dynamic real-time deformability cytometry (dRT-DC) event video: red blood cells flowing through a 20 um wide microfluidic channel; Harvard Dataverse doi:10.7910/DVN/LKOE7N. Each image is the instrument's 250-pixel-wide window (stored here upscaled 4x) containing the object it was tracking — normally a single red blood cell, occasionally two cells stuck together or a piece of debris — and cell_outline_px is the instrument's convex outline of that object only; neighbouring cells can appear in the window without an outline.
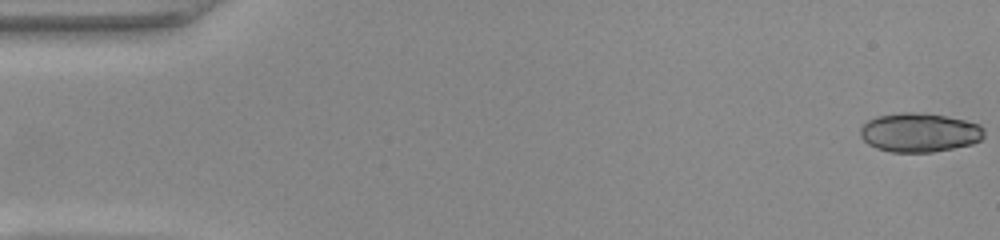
{"species": "common noctule bat (a hibernating species)", "species_latin": "Nyctalus noctula", "temperature_condition": "warm", "stored_images_in_passage": 51, "camera_frame_rate_fps": 3000, "um_per_image_px": 0.085, "animal": {"sex": "female", "body_mass_g": 22.0, "forearm_length_mm": 56.7}, "frame": {"image": 1, "passage_image": 1, "time_ms": 0.0, "image_size_px": [1000, 240], "cell_outline_px": [[984, 136], [980, 140], [972, 144], [932, 152], [892, 152], [876, 148], [868, 144], [860, 136], [860, 128], [868, 120], [876, 116], [900, 112], [924, 112], [964, 120], [976, 124], [984, 128]], "centroid_in_image_um": [78.12, 11.26], "position_along_channel_um": 6.9, "area_um2": 28.21}}
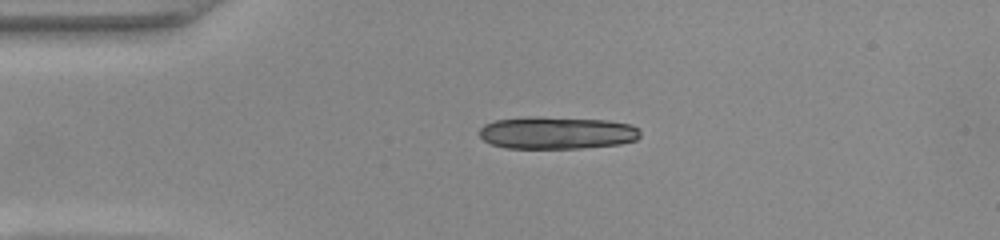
{"frame": {"image": 2, "passage_image": 12, "time_ms": 3.667, "image_size_px": [1000, 240], "cell_outline_px": [[640, 136], [636, 140], [620, 144], [580, 148], [504, 148], [492, 144], [484, 140], [480, 136], [480, 128], [484, 124], [496, 120], [536, 116], [540, 116], [608, 120], [632, 124], [640, 132]], "centroid_in_image_um": [47.34, 11.28], "position_along_channel_um": 37.7, "area_um2": 30.52}}
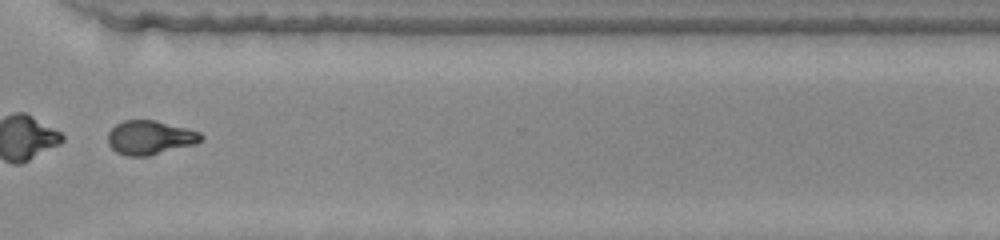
{"frame": {"image": 3, "passage_image": 39, "time_ms": 12.667, "image_size_px": [1000, 240], "cell_outline_px": [[204, 136], [196, 144], [148, 156], [128, 156], [116, 152], [108, 144], [108, 132], [116, 124], [124, 120], [156, 120], [188, 128], [200, 132]], "centroid_in_image_um": [12.75, 11.69], "position_along_channel_um": 357.8, "area_um2": 18.55}, "authors_computed_cell_mechanics": {"area_um2": 27.9752, "velocity_mm_per_s": 3.9706, "shape_relaxation_time_tau1_ms": 2.2621, "shape_relaxation_time_tau2_ms": 2.0582, "deformation_change_tau1": 0.3299, "deformation_change_tau2": 0.0782}}